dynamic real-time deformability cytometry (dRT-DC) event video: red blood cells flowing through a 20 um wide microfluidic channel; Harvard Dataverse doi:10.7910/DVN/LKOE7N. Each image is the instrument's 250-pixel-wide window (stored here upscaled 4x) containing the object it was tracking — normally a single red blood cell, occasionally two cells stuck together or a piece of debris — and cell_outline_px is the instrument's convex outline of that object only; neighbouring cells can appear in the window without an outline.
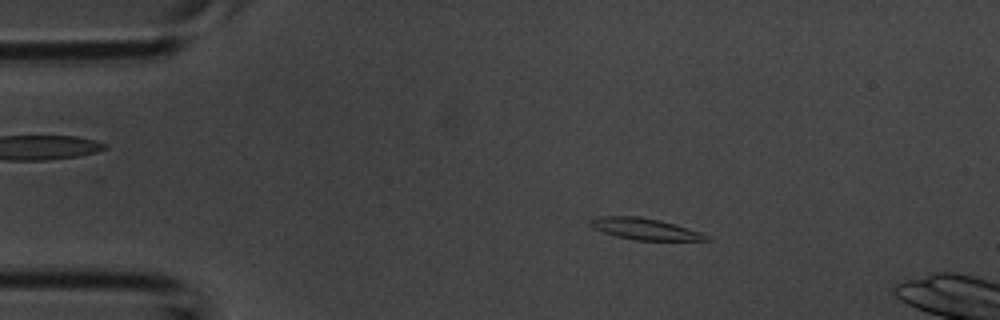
{"species": "common noctule bat (a hibernating species)", "species_latin": "Nyctalus noctula", "temperature_condition": "room temperature", "stored_images_in_passage": 43, "camera_frame_rate_fps": 3000, "um_per_image_px": 0.085, "animal": {"sex": "male", "body_mass_g": 20.1, "forearm_length_mm": 53.5}, "frame": {"image": 1, "passage_image": 7, "time_ms": 2.0, "image_size_px": [1000, 320], "cell_outline_px": [[712, 240], [636, 240], [616, 236], [604, 232], [588, 224], [588, 220], [600, 216], [640, 216], [660, 220], [700, 232], [712, 236]], "centroid_in_image_um": [54.83, 19.45], "position_along_channel_um": 30.2, "area_um2": 14.39}}
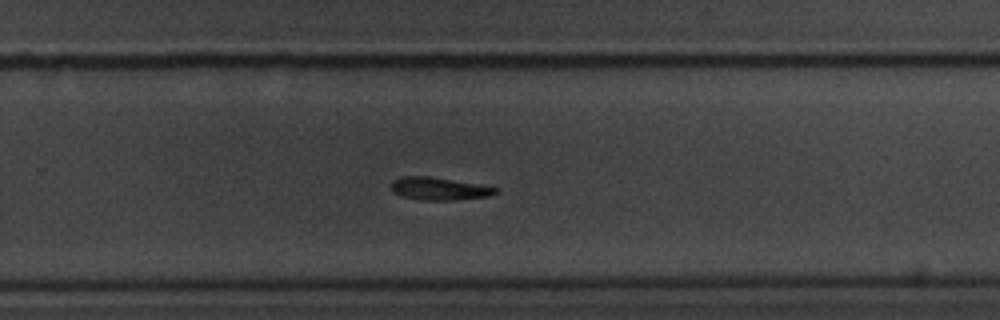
{"frame": {"image": 2, "passage_image": 27, "time_ms": 8.667, "image_size_px": [1000, 320], "cell_outline_px": [[500, 188], [496, 192], [488, 196], [452, 200], [420, 200], [404, 196], [392, 192], [392, 180], [400, 176], [428, 176]], "centroid_in_image_um": [37.28, 16.03], "position_along_channel_um": 292.5, "area_um2": 13.58}}
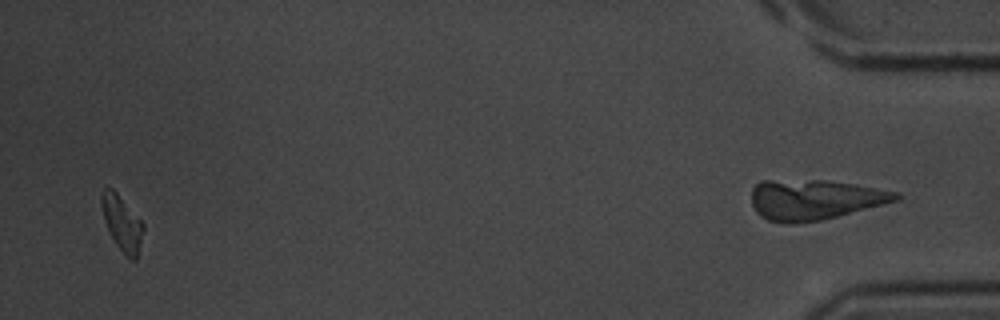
{"frame": {"image": 3, "passage_image": 41, "time_ms": 13.333, "image_size_px": [1000, 320], "cell_outline_px": [[144, 228], [136, 260], [132, 260], [116, 244], [104, 220], [100, 200], [100, 196], [104, 188], [112, 188], [116, 192], [144, 224]], "centroid_in_image_um": [10.36, 18.93], "position_along_channel_um": 424.8, "area_um2": 12.95}}